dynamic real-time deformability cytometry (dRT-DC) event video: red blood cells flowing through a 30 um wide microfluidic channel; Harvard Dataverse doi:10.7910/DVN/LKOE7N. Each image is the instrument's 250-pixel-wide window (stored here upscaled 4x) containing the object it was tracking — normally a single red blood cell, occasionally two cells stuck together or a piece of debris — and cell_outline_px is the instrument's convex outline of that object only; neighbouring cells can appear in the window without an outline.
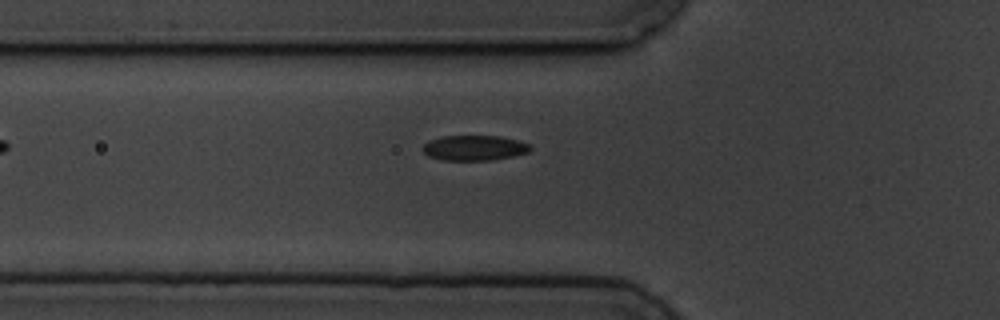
{"species": "common noctule bat (a hibernating species)", "species_latin": "Nyctalus noctula", "temperature_condition": "cold", "stored_images_in_passage": 6, "camera_frame_rate_fps": 3000, "um_per_image_px": 0.085, "animal": {"sex": "male", "body_mass_g": 19.5, "forearm_length_mm": 54.6}, "frame": {"image": 1, "passage_image": 6, "time_ms": 5.667, "image_size_px": [1000, 320], "cell_outline_px": [[532, 148], [528, 152], [512, 156], [492, 160], [444, 160], [428, 156], [424, 152], [424, 144], [428, 140], [440, 136], [500, 136], [532, 144]], "centroid_in_image_um": [40.33, 12.56], "position_along_channel_um": 85.5, "area_um2": 15.78}}